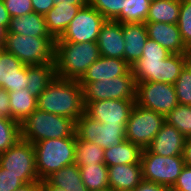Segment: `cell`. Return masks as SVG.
I'll use <instances>...</instances> for the list:
<instances>
[{
	"mask_svg": "<svg viewBox=\"0 0 191 191\" xmlns=\"http://www.w3.org/2000/svg\"><path fill=\"white\" fill-rule=\"evenodd\" d=\"M189 61V54H171L156 41L148 38L141 58L131 70L136 82H161L174 85Z\"/></svg>",
	"mask_w": 191,
	"mask_h": 191,
	"instance_id": "6da1fadb",
	"label": "cell"
},
{
	"mask_svg": "<svg viewBox=\"0 0 191 191\" xmlns=\"http://www.w3.org/2000/svg\"><path fill=\"white\" fill-rule=\"evenodd\" d=\"M37 109L69 117L76 122L85 112L83 90L79 80L55 76L37 98Z\"/></svg>",
	"mask_w": 191,
	"mask_h": 191,
	"instance_id": "7a4b0ae2",
	"label": "cell"
},
{
	"mask_svg": "<svg viewBox=\"0 0 191 191\" xmlns=\"http://www.w3.org/2000/svg\"><path fill=\"white\" fill-rule=\"evenodd\" d=\"M99 57L97 42L55 41V75L62 79L80 80Z\"/></svg>",
	"mask_w": 191,
	"mask_h": 191,
	"instance_id": "3957f363",
	"label": "cell"
},
{
	"mask_svg": "<svg viewBox=\"0 0 191 191\" xmlns=\"http://www.w3.org/2000/svg\"><path fill=\"white\" fill-rule=\"evenodd\" d=\"M21 139L32 144L46 139L76 136V122L65 116L35 109L21 124Z\"/></svg>",
	"mask_w": 191,
	"mask_h": 191,
	"instance_id": "277c9868",
	"label": "cell"
},
{
	"mask_svg": "<svg viewBox=\"0 0 191 191\" xmlns=\"http://www.w3.org/2000/svg\"><path fill=\"white\" fill-rule=\"evenodd\" d=\"M76 137L46 139L33 144L39 181L46 180L57 170L75 163Z\"/></svg>",
	"mask_w": 191,
	"mask_h": 191,
	"instance_id": "5b68a950",
	"label": "cell"
},
{
	"mask_svg": "<svg viewBox=\"0 0 191 191\" xmlns=\"http://www.w3.org/2000/svg\"><path fill=\"white\" fill-rule=\"evenodd\" d=\"M3 48L24 65L54 64L55 39L7 34Z\"/></svg>",
	"mask_w": 191,
	"mask_h": 191,
	"instance_id": "8992f818",
	"label": "cell"
},
{
	"mask_svg": "<svg viewBox=\"0 0 191 191\" xmlns=\"http://www.w3.org/2000/svg\"><path fill=\"white\" fill-rule=\"evenodd\" d=\"M83 90L84 105L99 100H135L136 80L132 70L126 75L112 80L80 82Z\"/></svg>",
	"mask_w": 191,
	"mask_h": 191,
	"instance_id": "52a82bcc",
	"label": "cell"
},
{
	"mask_svg": "<svg viewBox=\"0 0 191 191\" xmlns=\"http://www.w3.org/2000/svg\"><path fill=\"white\" fill-rule=\"evenodd\" d=\"M140 163L143 180L172 187L185 166L183 155L162 156L142 149Z\"/></svg>",
	"mask_w": 191,
	"mask_h": 191,
	"instance_id": "ba28073f",
	"label": "cell"
},
{
	"mask_svg": "<svg viewBox=\"0 0 191 191\" xmlns=\"http://www.w3.org/2000/svg\"><path fill=\"white\" fill-rule=\"evenodd\" d=\"M164 123V115L135 104L126 124V140L146 149Z\"/></svg>",
	"mask_w": 191,
	"mask_h": 191,
	"instance_id": "9c48e42d",
	"label": "cell"
},
{
	"mask_svg": "<svg viewBox=\"0 0 191 191\" xmlns=\"http://www.w3.org/2000/svg\"><path fill=\"white\" fill-rule=\"evenodd\" d=\"M0 167L17 175L25 184L39 181L34 145L21 138L7 151L0 153Z\"/></svg>",
	"mask_w": 191,
	"mask_h": 191,
	"instance_id": "30bf717a",
	"label": "cell"
},
{
	"mask_svg": "<svg viewBox=\"0 0 191 191\" xmlns=\"http://www.w3.org/2000/svg\"><path fill=\"white\" fill-rule=\"evenodd\" d=\"M75 133L80 140L109 149L126 139V125H108L94 120L84 112L76 121Z\"/></svg>",
	"mask_w": 191,
	"mask_h": 191,
	"instance_id": "8fae6325",
	"label": "cell"
},
{
	"mask_svg": "<svg viewBox=\"0 0 191 191\" xmlns=\"http://www.w3.org/2000/svg\"><path fill=\"white\" fill-rule=\"evenodd\" d=\"M135 104L166 116L178 105L174 85L161 82H136Z\"/></svg>",
	"mask_w": 191,
	"mask_h": 191,
	"instance_id": "7c38bea8",
	"label": "cell"
},
{
	"mask_svg": "<svg viewBox=\"0 0 191 191\" xmlns=\"http://www.w3.org/2000/svg\"><path fill=\"white\" fill-rule=\"evenodd\" d=\"M106 19L94 7H82L70 22L63 35L55 41L82 43L97 42L99 32Z\"/></svg>",
	"mask_w": 191,
	"mask_h": 191,
	"instance_id": "4fadbf2b",
	"label": "cell"
},
{
	"mask_svg": "<svg viewBox=\"0 0 191 191\" xmlns=\"http://www.w3.org/2000/svg\"><path fill=\"white\" fill-rule=\"evenodd\" d=\"M135 100H99L85 105V113L108 125H126Z\"/></svg>",
	"mask_w": 191,
	"mask_h": 191,
	"instance_id": "5bb4252c",
	"label": "cell"
},
{
	"mask_svg": "<svg viewBox=\"0 0 191 191\" xmlns=\"http://www.w3.org/2000/svg\"><path fill=\"white\" fill-rule=\"evenodd\" d=\"M27 65L0 47V88L8 92L27 88Z\"/></svg>",
	"mask_w": 191,
	"mask_h": 191,
	"instance_id": "9a60e30c",
	"label": "cell"
},
{
	"mask_svg": "<svg viewBox=\"0 0 191 191\" xmlns=\"http://www.w3.org/2000/svg\"><path fill=\"white\" fill-rule=\"evenodd\" d=\"M145 24L149 39L156 41L171 54H189L182 41L178 24L158 22H145Z\"/></svg>",
	"mask_w": 191,
	"mask_h": 191,
	"instance_id": "2e32d148",
	"label": "cell"
},
{
	"mask_svg": "<svg viewBox=\"0 0 191 191\" xmlns=\"http://www.w3.org/2000/svg\"><path fill=\"white\" fill-rule=\"evenodd\" d=\"M97 45L100 56L124 59L125 41L122 23L106 20L99 32Z\"/></svg>",
	"mask_w": 191,
	"mask_h": 191,
	"instance_id": "e0dca14e",
	"label": "cell"
},
{
	"mask_svg": "<svg viewBox=\"0 0 191 191\" xmlns=\"http://www.w3.org/2000/svg\"><path fill=\"white\" fill-rule=\"evenodd\" d=\"M185 140L177 128L165 122L147 149L162 156H179L183 155Z\"/></svg>",
	"mask_w": 191,
	"mask_h": 191,
	"instance_id": "ac0fdd59",
	"label": "cell"
},
{
	"mask_svg": "<svg viewBox=\"0 0 191 191\" xmlns=\"http://www.w3.org/2000/svg\"><path fill=\"white\" fill-rule=\"evenodd\" d=\"M131 66L119 58L100 56L86 71L79 82H95L112 80L115 77L126 75Z\"/></svg>",
	"mask_w": 191,
	"mask_h": 191,
	"instance_id": "d6986e66",
	"label": "cell"
},
{
	"mask_svg": "<svg viewBox=\"0 0 191 191\" xmlns=\"http://www.w3.org/2000/svg\"><path fill=\"white\" fill-rule=\"evenodd\" d=\"M122 33L125 41L124 60L132 67L141 58L148 40L146 24L122 23Z\"/></svg>",
	"mask_w": 191,
	"mask_h": 191,
	"instance_id": "ffe728a7",
	"label": "cell"
},
{
	"mask_svg": "<svg viewBox=\"0 0 191 191\" xmlns=\"http://www.w3.org/2000/svg\"><path fill=\"white\" fill-rule=\"evenodd\" d=\"M109 188L114 190H134L142 181L141 163L108 166Z\"/></svg>",
	"mask_w": 191,
	"mask_h": 191,
	"instance_id": "44dd1931",
	"label": "cell"
},
{
	"mask_svg": "<svg viewBox=\"0 0 191 191\" xmlns=\"http://www.w3.org/2000/svg\"><path fill=\"white\" fill-rule=\"evenodd\" d=\"M87 5L55 4L45 15L48 32L54 39L60 38L66 31L70 22L75 18L77 12Z\"/></svg>",
	"mask_w": 191,
	"mask_h": 191,
	"instance_id": "7402d4cb",
	"label": "cell"
},
{
	"mask_svg": "<svg viewBox=\"0 0 191 191\" xmlns=\"http://www.w3.org/2000/svg\"><path fill=\"white\" fill-rule=\"evenodd\" d=\"M8 33L31 37H52L48 32L44 15L36 12L11 18Z\"/></svg>",
	"mask_w": 191,
	"mask_h": 191,
	"instance_id": "603a6c76",
	"label": "cell"
},
{
	"mask_svg": "<svg viewBox=\"0 0 191 191\" xmlns=\"http://www.w3.org/2000/svg\"><path fill=\"white\" fill-rule=\"evenodd\" d=\"M9 93V118L21 124L35 109L37 98L27 88Z\"/></svg>",
	"mask_w": 191,
	"mask_h": 191,
	"instance_id": "cb8c5ba5",
	"label": "cell"
},
{
	"mask_svg": "<svg viewBox=\"0 0 191 191\" xmlns=\"http://www.w3.org/2000/svg\"><path fill=\"white\" fill-rule=\"evenodd\" d=\"M141 152L138 145L125 139L118 145L104 149V162L107 166L140 163Z\"/></svg>",
	"mask_w": 191,
	"mask_h": 191,
	"instance_id": "d4e9b609",
	"label": "cell"
},
{
	"mask_svg": "<svg viewBox=\"0 0 191 191\" xmlns=\"http://www.w3.org/2000/svg\"><path fill=\"white\" fill-rule=\"evenodd\" d=\"M52 186L66 191H89L84 185L77 164H71L57 170L46 179Z\"/></svg>",
	"mask_w": 191,
	"mask_h": 191,
	"instance_id": "484cf974",
	"label": "cell"
},
{
	"mask_svg": "<svg viewBox=\"0 0 191 191\" xmlns=\"http://www.w3.org/2000/svg\"><path fill=\"white\" fill-rule=\"evenodd\" d=\"M180 3L175 0H155L150 3L146 22L177 24L180 14Z\"/></svg>",
	"mask_w": 191,
	"mask_h": 191,
	"instance_id": "4316f807",
	"label": "cell"
},
{
	"mask_svg": "<svg viewBox=\"0 0 191 191\" xmlns=\"http://www.w3.org/2000/svg\"><path fill=\"white\" fill-rule=\"evenodd\" d=\"M54 64L27 65V90L32 96L38 98L55 77Z\"/></svg>",
	"mask_w": 191,
	"mask_h": 191,
	"instance_id": "83f0119b",
	"label": "cell"
},
{
	"mask_svg": "<svg viewBox=\"0 0 191 191\" xmlns=\"http://www.w3.org/2000/svg\"><path fill=\"white\" fill-rule=\"evenodd\" d=\"M81 179L89 191L109 188L108 166L106 164H92L78 166Z\"/></svg>",
	"mask_w": 191,
	"mask_h": 191,
	"instance_id": "f1b7e54d",
	"label": "cell"
},
{
	"mask_svg": "<svg viewBox=\"0 0 191 191\" xmlns=\"http://www.w3.org/2000/svg\"><path fill=\"white\" fill-rule=\"evenodd\" d=\"M75 164L78 166L105 164L104 149L96 143L80 140L76 137Z\"/></svg>",
	"mask_w": 191,
	"mask_h": 191,
	"instance_id": "f546056e",
	"label": "cell"
},
{
	"mask_svg": "<svg viewBox=\"0 0 191 191\" xmlns=\"http://www.w3.org/2000/svg\"><path fill=\"white\" fill-rule=\"evenodd\" d=\"M121 14L114 20L121 23H145L148 15L149 0H124Z\"/></svg>",
	"mask_w": 191,
	"mask_h": 191,
	"instance_id": "4dcf8cb0",
	"label": "cell"
},
{
	"mask_svg": "<svg viewBox=\"0 0 191 191\" xmlns=\"http://www.w3.org/2000/svg\"><path fill=\"white\" fill-rule=\"evenodd\" d=\"M165 122L177 128L187 138L191 133V106L178 104L165 116Z\"/></svg>",
	"mask_w": 191,
	"mask_h": 191,
	"instance_id": "1f68e13d",
	"label": "cell"
},
{
	"mask_svg": "<svg viewBox=\"0 0 191 191\" xmlns=\"http://www.w3.org/2000/svg\"><path fill=\"white\" fill-rule=\"evenodd\" d=\"M20 138V124L7 116L0 118V153L11 148Z\"/></svg>",
	"mask_w": 191,
	"mask_h": 191,
	"instance_id": "d6a6232c",
	"label": "cell"
},
{
	"mask_svg": "<svg viewBox=\"0 0 191 191\" xmlns=\"http://www.w3.org/2000/svg\"><path fill=\"white\" fill-rule=\"evenodd\" d=\"M178 104L191 106V61L182 69L174 84Z\"/></svg>",
	"mask_w": 191,
	"mask_h": 191,
	"instance_id": "836d02e7",
	"label": "cell"
},
{
	"mask_svg": "<svg viewBox=\"0 0 191 191\" xmlns=\"http://www.w3.org/2000/svg\"><path fill=\"white\" fill-rule=\"evenodd\" d=\"M178 27L182 41L188 50L191 49V0L180 3Z\"/></svg>",
	"mask_w": 191,
	"mask_h": 191,
	"instance_id": "e575fe53",
	"label": "cell"
},
{
	"mask_svg": "<svg viewBox=\"0 0 191 191\" xmlns=\"http://www.w3.org/2000/svg\"><path fill=\"white\" fill-rule=\"evenodd\" d=\"M124 0H89V5L94 7L106 20L114 21L122 12Z\"/></svg>",
	"mask_w": 191,
	"mask_h": 191,
	"instance_id": "d590c367",
	"label": "cell"
},
{
	"mask_svg": "<svg viewBox=\"0 0 191 191\" xmlns=\"http://www.w3.org/2000/svg\"><path fill=\"white\" fill-rule=\"evenodd\" d=\"M10 17H18L33 12L32 0H3Z\"/></svg>",
	"mask_w": 191,
	"mask_h": 191,
	"instance_id": "8d00e7d4",
	"label": "cell"
},
{
	"mask_svg": "<svg viewBox=\"0 0 191 191\" xmlns=\"http://www.w3.org/2000/svg\"><path fill=\"white\" fill-rule=\"evenodd\" d=\"M25 183L18 178L17 175H13L7 172L6 169L0 167V191H15Z\"/></svg>",
	"mask_w": 191,
	"mask_h": 191,
	"instance_id": "74e56055",
	"label": "cell"
},
{
	"mask_svg": "<svg viewBox=\"0 0 191 191\" xmlns=\"http://www.w3.org/2000/svg\"><path fill=\"white\" fill-rule=\"evenodd\" d=\"M173 188L179 191H191V167L184 166Z\"/></svg>",
	"mask_w": 191,
	"mask_h": 191,
	"instance_id": "f35d334b",
	"label": "cell"
},
{
	"mask_svg": "<svg viewBox=\"0 0 191 191\" xmlns=\"http://www.w3.org/2000/svg\"><path fill=\"white\" fill-rule=\"evenodd\" d=\"M53 0H32L33 12L45 15L54 7Z\"/></svg>",
	"mask_w": 191,
	"mask_h": 191,
	"instance_id": "ab89813d",
	"label": "cell"
},
{
	"mask_svg": "<svg viewBox=\"0 0 191 191\" xmlns=\"http://www.w3.org/2000/svg\"><path fill=\"white\" fill-rule=\"evenodd\" d=\"M167 187L143 180L133 191H166Z\"/></svg>",
	"mask_w": 191,
	"mask_h": 191,
	"instance_id": "60d3db41",
	"label": "cell"
},
{
	"mask_svg": "<svg viewBox=\"0 0 191 191\" xmlns=\"http://www.w3.org/2000/svg\"><path fill=\"white\" fill-rule=\"evenodd\" d=\"M9 104L10 99L8 91L0 88V111L7 117H9Z\"/></svg>",
	"mask_w": 191,
	"mask_h": 191,
	"instance_id": "b9f144b4",
	"label": "cell"
},
{
	"mask_svg": "<svg viewBox=\"0 0 191 191\" xmlns=\"http://www.w3.org/2000/svg\"><path fill=\"white\" fill-rule=\"evenodd\" d=\"M10 19L11 17L7 12L4 1L0 0V25L6 26L8 28Z\"/></svg>",
	"mask_w": 191,
	"mask_h": 191,
	"instance_id": "7bdbcfd3",
	"label": "cell"
},
{
	"mask_svg": "<svg viewBox=\"0 0 191 191\" xmlns=\"http://www.w3.org/2000/svg\"><path fill=\"white\" fill-rule=\"evenodd\" d=\"M183 159L186 166L191 167V139L185 140L183 149Z\"/></svg>",
	"mask_w": 191,
	"mask_h": 191,
	"instance_id": "ee69618b",
	"label": "cell"
},
{
	"mask_svg": "<svg viewBox=\"0 0 191 191\" xmlns=\"http://www.w3.org/2000/svg\"><path fill=\"white\" fill-rule=\"evenodd\" d=\"M42 184L41 181H33L31 183L24 184L20 188H17L15 191H41Z\"/></svg>",
	"mask_w": 191,
	"mask_h": 191,
	"instance_id": "f6af8a7d",
	"label": "cell"
},
{
	"mask_svg": "<svg viewBox=\"0 0 191 191\" xmlns=\"http://www.w3.org/2000/svg\"><path fill=\"white\" fill-rule=\"evenodd\" d=\"M54 4L89 5V0H53Z\"/></svg>",
	"mask_w": 191,
	"mask_h": 191,
	"instance_id": "bcb514c9",
	"label": "cell"
},
{
	"mask_svg": "<svg viewBox=\"0 0 191 191\" xmlns=\"http://www.w3.org/2000/svg\"><path fill=\"white\" fill-rule=\"evenodd\" d=\"M43 191H66L63 188L52 186L47 180L41 181Z\"/></svg>",
	"mask_w": 191,
	"mask_h": 191,
	"instance_id": "7dc6e473",
	"label": "cell"
},
{
	"mask_svg": "<svg viewBox=\"0 0 191 191\" xmlns=\"http://www.w3.org/2000/svg\"><path fill=\"white\" fill-rule=\"evenodd\" d=\"M8 34V28L6 26L0 25V47H3Z\"/></svg>",
	"mask_w": 191,
	"mask_h": 191,
	"instance_id": "c3c4849f",
	"label": "cell"
},
{
	"mask_svg": "<svg viewBox=\"0 0 191 191\" xmlns=\"http://www.w3.org/2000/svg\"><path fill=\"white\" fill-rule=\"evenodd\" d=\"M166 191H179V190H177V189H175L173 187H167Z\"/></svg>",
	"mask_w": 191,
	"mask_h": 191,
	"instance_id": "681fc988",
	"label": "cell"
},
{
	"mask_svg": "<svg viewBox=\"0 0 191 191\" xmlns=\"http://www.w3.org/2000/svg\"><path fill=\"white\" fill-rule=\"evenodd\" d=\"M95 191H113L112 189L110 188H106V189H102V190H95Z\"/></svg>",
	"mask_w": 191,
	"mask_h": 191,
	"instance_id": "f907efd6",
	"label": "cell"
},
{
	"mask_svg": "<svg viewBox=\"0 0 191 191\" xmlns=\"http://www.w3.org/2000/svg\"><path fill=\"white\" fill-rule=\"evenodd\" d=\"M6 117L2 111H0V118Z\"/></svg>",
	"mask_w": 191,
	"mask_h": 191,
	"instance_id": "816d5d0a",
	"label": "cell"
},
{
	"mask_svg": "<svg viewBox=\"0 0 191 191\" xmlns=\"http://www.w3.org/2000/svg\"><path fill=\"white\" fill-rule=\"evenodd\" d=\"M114 191H133V190H114Z\"/></svg>",
	"mask_w": 191,
	"mask_h": 191,
	"instance_id": "f5cc1de1",
	"label": "cell"
},
{
	"mask_svg": "<svg viewBox=\"0 0 191 191\" xmlns=\"http://www.w3.org/2000/svg\"><path fill=\"white\" fill-rule=\"evenodd\" d=\"M189 55H190V61H191V49L189 50Z\"/></svg>",
	"mask_w": 191,
	"mask_h": 191,
	"instance_id": "db71d44e",
	"label": "cell"
}]
</instances>
